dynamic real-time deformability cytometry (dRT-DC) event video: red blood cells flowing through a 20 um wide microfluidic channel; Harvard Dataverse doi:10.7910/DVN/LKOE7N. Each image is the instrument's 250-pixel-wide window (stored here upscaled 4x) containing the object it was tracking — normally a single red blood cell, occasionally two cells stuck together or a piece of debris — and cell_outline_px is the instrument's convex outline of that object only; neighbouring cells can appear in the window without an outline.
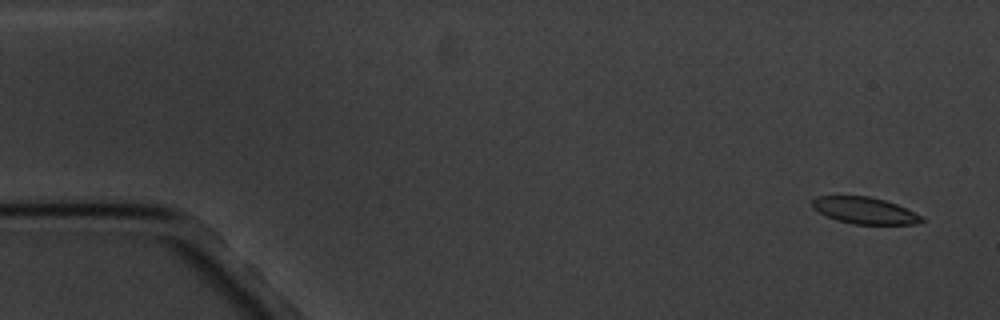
{"species": "common noctule bat (a hibernating species)", "species_latin": "Nyctalus noctula", "temperature_condition": "cold", "stored_images_in_passage": 6, "camera_frame_rate_fps": 3000, "um_per_image_px": 0.085, "animal": {"sex": "male", "body_mass_g": 20.1, "forearm_length_mm": 53.5}, "frame": {"image": 1, "passage_image": 1, "time_ms": 0.0, "image_size_px": [1000, 320], "cell_outline_px": [[924, 220], [916, 224], [852, 224], [836, 220], [812, 208], [812, 200], [816, 196], [868, 196], [884, 200], [896, 204], [920, 216]], "centroid_in_image_um": [73.44, 17.89], "position_along_channel_um": 11.6, "area_um2": 16.7}}
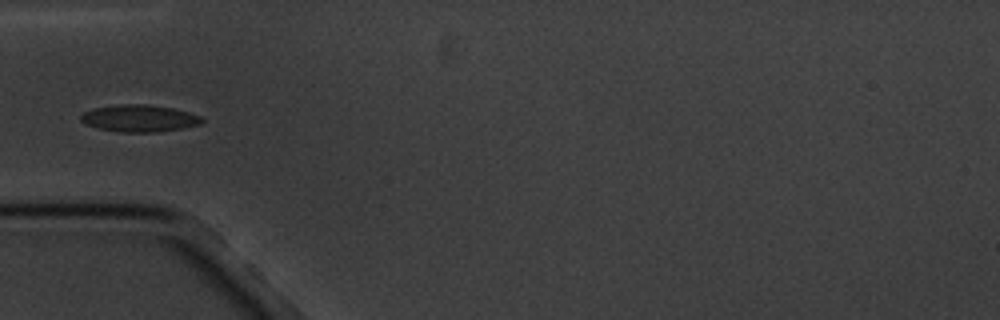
{"frame": {"image": 2, "passage_image": 5, "time_ms": 5.333, "image_size_px": [1000, 320], "cell_outline_px": [[204, 124], [184, 128], [160, 132], [120, 132], [96, 128], [84, 124], [80, 120], [80, 116], [84, 112], [92, 108], [120, 104], [144, 104], [172, 108], [188, 112], [200, 116], [204, 120]], "centroid_in_image_um": [11.84, 10.07], "position_along_channel_um": 73.2, "area_um2": 19.31}}
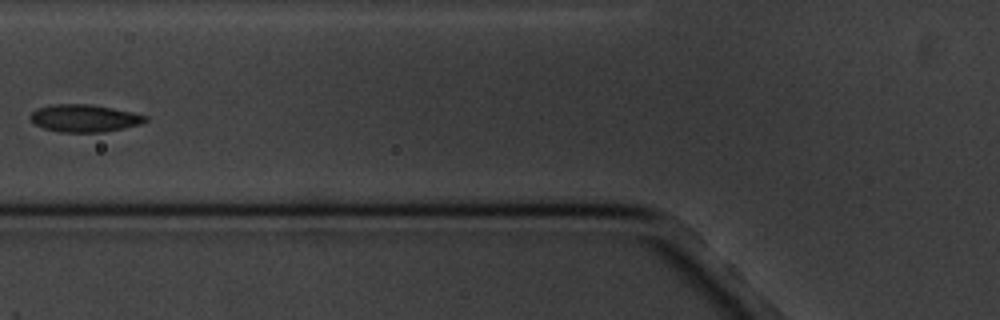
{"frame": {"image": 3, "passage_image": 6, "time_ms": 6.667, "image_size_px": [1000, 320], "cell_outline_px": [[148, 120], [140, 124], [124, 128], [104, 132], [56, 132], [44, 128], [36, 124], [28, 116], [36, 108], [52, 104], [92, 104], [132, 112], [148, 116]], "centroid_in_image_um": [7.17, 10.04], "position_along_channel_um": 118.6, "area_um2": 18.5}}